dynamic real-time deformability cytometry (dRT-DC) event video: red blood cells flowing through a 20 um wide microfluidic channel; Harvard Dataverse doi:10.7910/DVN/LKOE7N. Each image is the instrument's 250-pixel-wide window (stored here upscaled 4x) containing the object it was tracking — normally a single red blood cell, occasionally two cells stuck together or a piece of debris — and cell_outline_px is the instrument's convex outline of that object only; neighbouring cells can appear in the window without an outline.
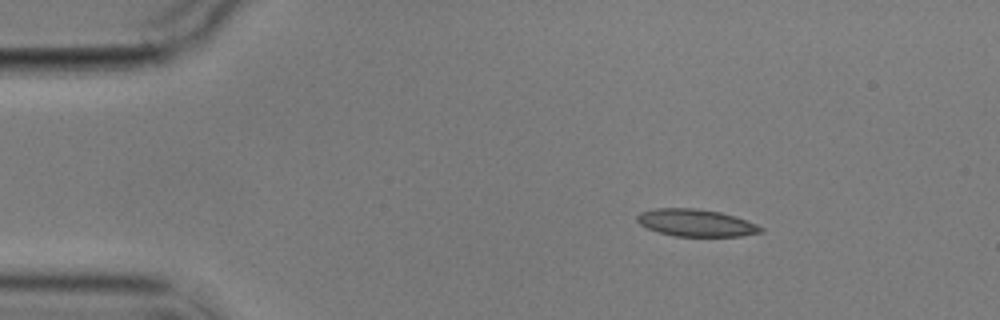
{"species": "common noctule bat (a hibernating species)", "species_latin": "Nyctalus noctula", "temperature_condition": "cold", "stored_images_in_passage": 4, "camera_frame_rate_fps": 3000, "um_per_image_px": 0.085, "animal": {"sex": "male", "body_mass_g": 17.9}, "frame": {"image": 1, "passage_image": 2, "time_ms": 1.333, "image_size_px": [1000, 320], "cell_outline_px": [[764, 232], [740, 236], [676, 236], [660, 232], [648, 228], [640, 224], [636, 220], [636, 216], [640, 212], [656, 208], [696, 208], [720, 212], [736, 216], [756, 224], [764, 228]], "centroid_in_image_um": [59.18, 18.93], "position_along_channel_um": 25.8, "area_um2": 19.59}}
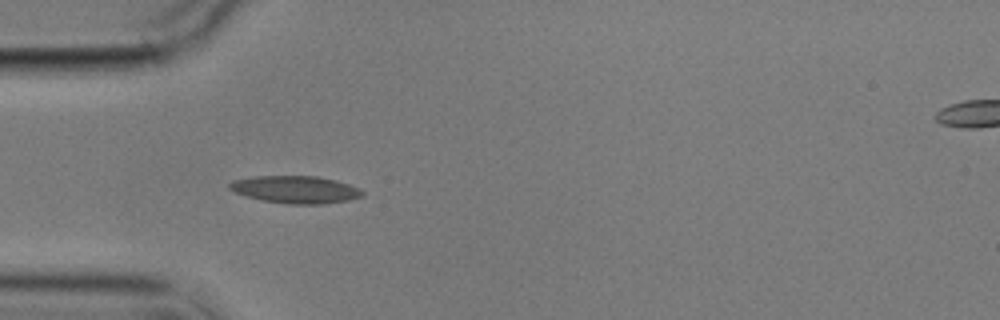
{"frame": {"image": 2, "passage_image": 4, "time_ms": 4.0, "image_size_px": [1000, 320], "cell_outline_px": [[364, 196], [348, 200], [324, 204], [288, 204], [260, 200], [236, 192], [228, 188], [228, 184], [232, 180], [252, 176], [316, 176], [336, 180], [360, 188], [364, 192]], "centroid_in_image_um": [25.13, 16.11], "position_along_channel_um": 59.9, "area_um2": 21.33}}